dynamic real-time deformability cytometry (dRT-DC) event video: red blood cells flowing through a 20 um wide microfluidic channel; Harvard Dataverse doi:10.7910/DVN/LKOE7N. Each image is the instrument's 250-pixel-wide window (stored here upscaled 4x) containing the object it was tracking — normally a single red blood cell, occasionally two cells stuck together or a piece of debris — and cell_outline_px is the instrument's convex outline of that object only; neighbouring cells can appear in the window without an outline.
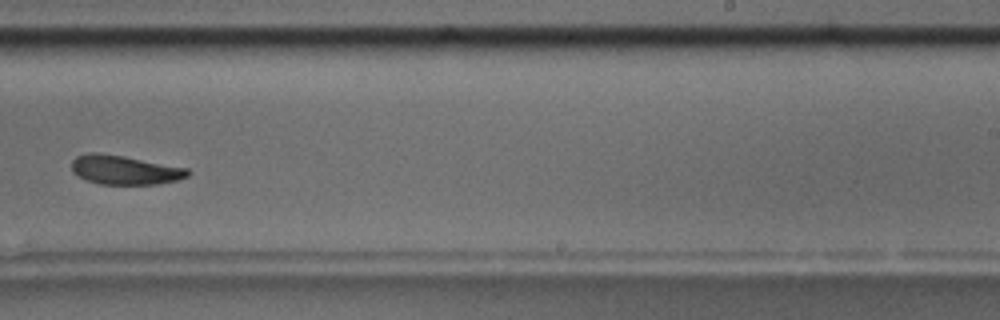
{"species": "common noctule bat (a hibernating species)", "species_latin": "Nyctalus noctula", "temperature_condition": "room temperature", "stored_images_in_passage": 16, "camera_frame_rate_fps": 3000, "um_per_image_px": 0.085, "animal": {"sex": "male", "body_mass_g": 17.5, "forearm_length_mm": 52.3}, "frame": {"image": 1, "passage_image": 10, "time_ms": 11.333, "image_size_px": [1000, 320], "cell_outline_px": [[192, 172], [188, 176], [176, 180], [156, 184], [100, 184], [84, 180], [76, 176], [72, 172], [72, 160], [76, 156], [88, 152], [100, 152], [124, 156], [188, 168]], "centroid_in_image_um": [10.56, 14.44], "position_along_channel_um": 278.4, "area_um2": 19.94}, "authors_computed_cell_mechanics": {"area_um2": 20.8369, "velocity_mm_per_s": 3.6156, "shape_relaxation_time_tau1_ms": 7.7805, "shape_relaxation_time_tau2_ms": null, "deformation_change_tau1": 0.1419, "deformation_change_tau2": null}}